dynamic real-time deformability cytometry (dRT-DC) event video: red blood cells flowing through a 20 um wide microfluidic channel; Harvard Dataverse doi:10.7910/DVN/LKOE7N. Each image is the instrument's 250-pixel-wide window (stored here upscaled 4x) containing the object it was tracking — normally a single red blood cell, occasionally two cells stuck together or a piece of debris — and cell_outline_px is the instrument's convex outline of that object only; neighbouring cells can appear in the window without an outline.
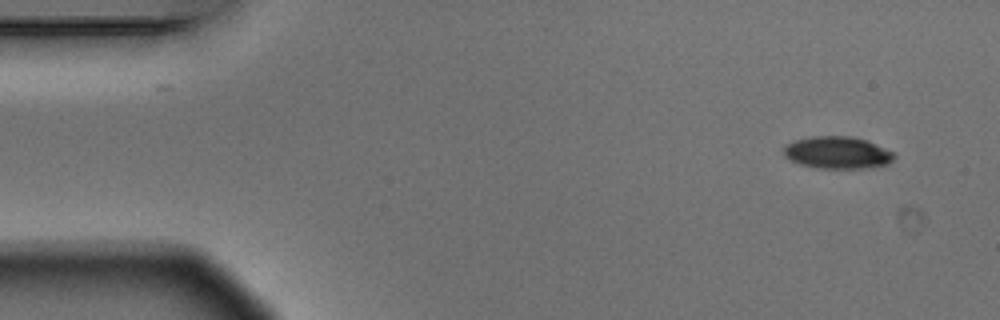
{"species": "Egyptian fruit bat (a non-hibernating species)", "species_latin": "Rousettus aegyptiacus", "temperature_condition": "warm", "stored_images_in_passage": 4, "camera_frame_rate_fps": 3000, "um_per_image_px": 0.085, "animal": {"sex": "male"}, "frame": {"image": 1, "passage_image": 1, "time_ms": 0.0, "image_size_px": [1000, 320], "cell_outline_px": [[896, 156], [888, 164], [872, 168], [816, 168], [800, 164], [784, 156], [784, 144], [792, 140], [808, 136], [852, 136], [864, 140], [892, 152]], "centroid_in_image_um": [71.13, 12.97], "position_along_channel_um": 13.9, "area_um2": 20.75}}